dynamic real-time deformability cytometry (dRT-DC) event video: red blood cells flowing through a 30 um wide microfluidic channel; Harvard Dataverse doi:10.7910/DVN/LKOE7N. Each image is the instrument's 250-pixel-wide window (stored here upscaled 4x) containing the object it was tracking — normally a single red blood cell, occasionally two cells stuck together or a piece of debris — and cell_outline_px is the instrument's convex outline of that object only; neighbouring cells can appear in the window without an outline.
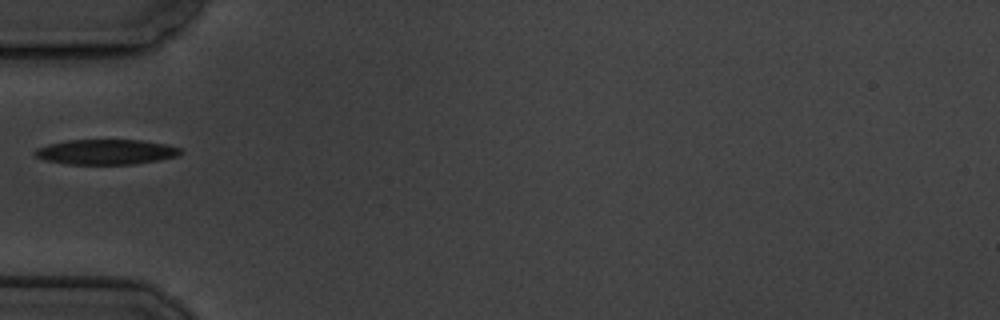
{"species": "common noctule bat (a hibernating species)", "species_latin": "Nyctalus noctula", "temperature_condition": "cold", "stored_images_in_passage": 4, "camera_frame_rate_fps": 3000, "um_per_image_px": 0.085, "animal": {"sex": "male", "body_mass_g": 19.5, "forearm_length_mm": 54.6}, "frame": {"image": 1, "passage_image": 4, "time_ms": 3.333, "image_size_px": [1000, 320], "cell_outline_px": [[184, 152], [180, 156], [160, 160], [136, 164], [68, 164], [44, 160], [36, 156], [32, 152], [36, 148], [48, 144], [68, 140], [140, 140], [164, 144], [180, 148]], "centroid_in_image_um": [9.03, 12.92], "position_along_channel_um": 76.0, "area_um2": 21.44}}